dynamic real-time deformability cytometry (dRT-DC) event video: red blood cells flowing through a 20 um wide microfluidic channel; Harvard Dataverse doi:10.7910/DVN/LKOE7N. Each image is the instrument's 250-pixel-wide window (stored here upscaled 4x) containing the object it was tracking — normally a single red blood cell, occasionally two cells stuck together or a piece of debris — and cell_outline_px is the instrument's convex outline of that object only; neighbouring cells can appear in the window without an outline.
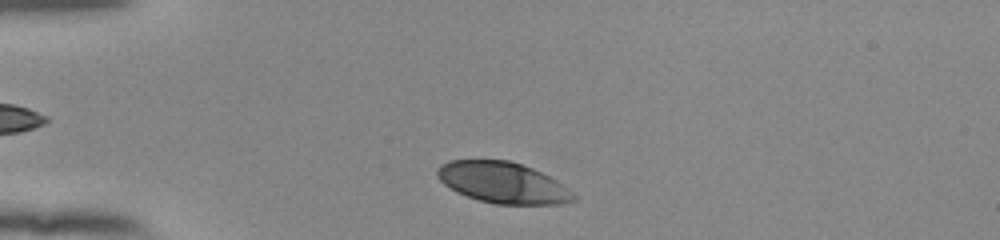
{"species": "human", "species_latin": "Homo sapiens", "temperature_condition": "room temperature", "stored_images_in_passage": 36, "camera_frame_rate_fps": 3000, "um_per_image_px": 0.085, "donor": {"sex": "female"}, "frame": {"image": 1, "passage_image": 2, "time_ms": 0.333, "image_size_px": [1000, 240], "cell_outline_px": [[576, 200], [560, 204], [496, 204], [480, 200], [456, 192], [444, 184], [436, 176], [436, 168], [440, 164], [448, 160], [508, 160], [532, 168], [556, 180], [568, 188], [576, 196]], "centroid_in_image_um": [42.71, 15.52], "position_along_channel_um": 42.3, "area_um2": 32.54}}
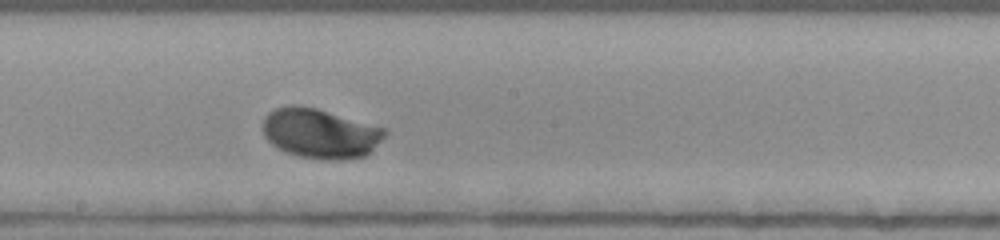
{"frame": {"image": 2, "passage_image": 19, "time_ms": 6.0, "image_size_px": [1000, 240], "cell_outline_px": [[388, 132], [364, 156], [336, 160], [324, 160], [300, 156], [288, 152], [272, 144], [264, 136], [264, 116], [268, 112], [276, 108], [292, 104], [316, 108], [384, 128]], "centroid_in_image_um": [27.18, 11.33], "position_along_channel_um": 221.0, "area_um2": 34.74}}
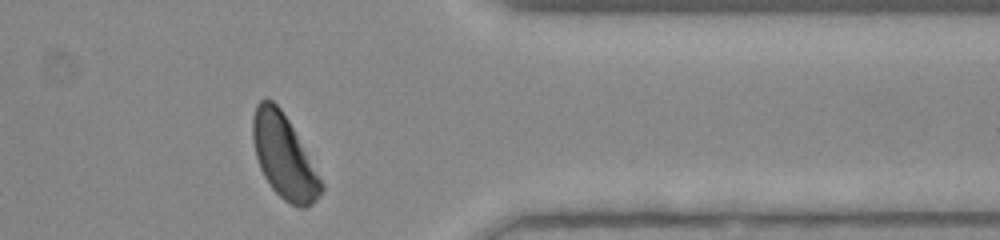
{"frame": {"image": 3, "passage_image": 33, "time_ms": 10.667, "image_size_px": [1000, 240], "cell_outline_px": [[324, 188], [316, 200], [312, 204], [304, 208], [300, 208], [284, 200], [272, 188], [264, 176], [260, 168], [256, 156], [252, 140], [252, 116], [256, 104], [260, 100], [272, 100], [280, 108], [288, 120], [324, 184]], "centroid_in_image_um": [24.12, 13.31], "position_along_channel_um": 387.3, "area_um2": 32.89}, "authors_computed_cell_mechanics": {"area_um2": 34.1598, "velocity_mm_per_s": 3.7818, "shape_relaxation_time_tau1_ms": 3.4651, "shape_relaxation_time_tau2_ms": null, "deformation_change_tau1": 0.1859, "deformation_change_tau2": null}}